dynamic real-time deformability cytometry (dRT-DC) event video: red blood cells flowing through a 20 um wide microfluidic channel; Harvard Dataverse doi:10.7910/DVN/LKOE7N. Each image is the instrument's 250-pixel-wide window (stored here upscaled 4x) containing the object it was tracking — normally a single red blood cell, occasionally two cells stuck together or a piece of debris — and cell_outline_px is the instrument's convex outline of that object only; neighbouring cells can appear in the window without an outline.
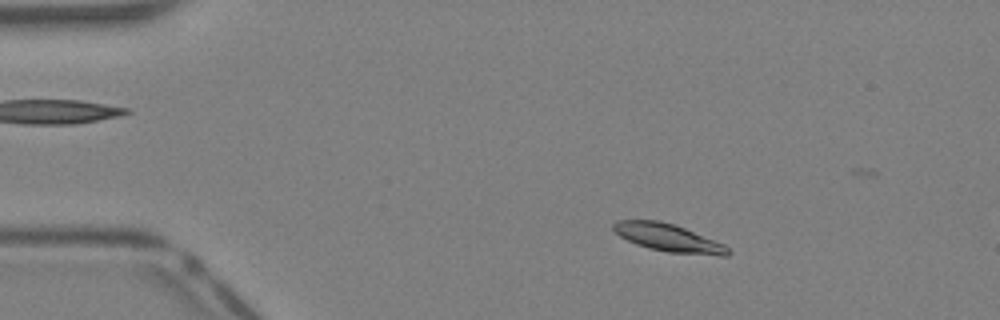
{"species": "Egyptian fruit bat (a non-hibernating species)", "species_latin": "Rousettus aegyptiacus", "temperature_condition": "warm", "stored_images_in_passage": 41, "camera_frame_rate_fps": 3000, "um_per_image_px": 0.085, "animal": {"sex": "female"}, "frame": {"image": 1, "passage_image": 6, "time_ms": 1.667, "image_size_px": [1000, 320], "cell_outline_px": [[732, 252], [728, 256], [720, 256], [668, 252], [648, 248], [636, 244], [620, 236], [612, 228], [612, 224], [616, 220], [660, 220], [684, 228], [724, 244]], "centroid_in_image_um": [56.81, 20.22], "position_along_channel_um": 28.2, "area_um2": 18.44}}
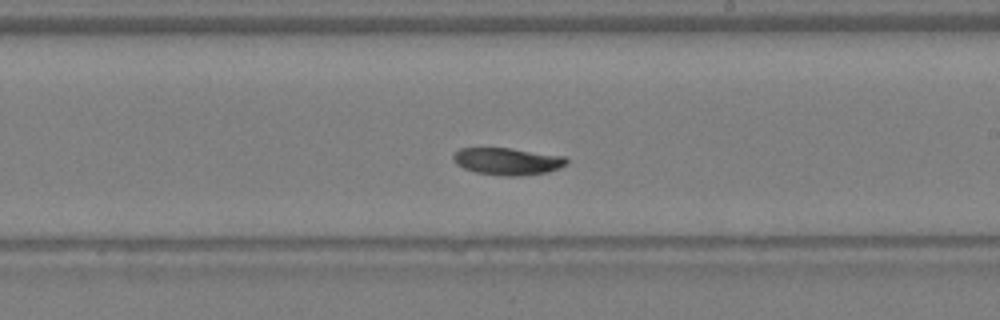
{"frame": {"image": 2, "passage_image": 23, "time_ms": 7.333, "image_size_px": [1000, 320], "cell_outline_px": [[568, 164], [560, 168], [548, 172], [520, 176], [504, 176], [476, 172], [464, 168], [456, 164], [452, 160], [452, 156], [460, 148], [508, 148], [564, 156], [568, 160]], "centroid_in_image_um": [43.14, 13.72], "position_along_channel_um": 245.9, "area_um2": 17.92}}
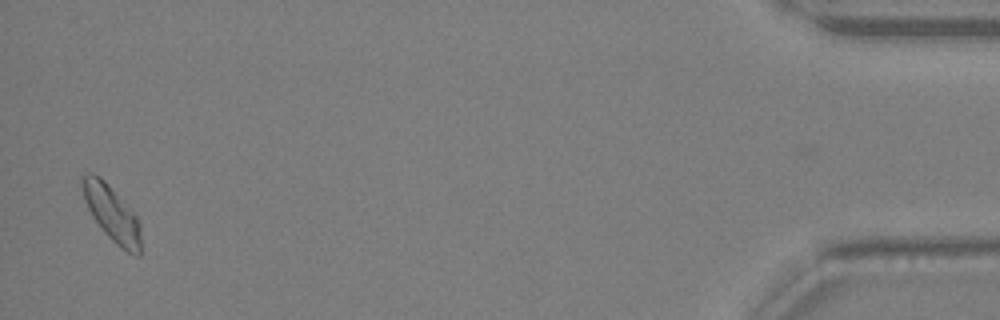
{"frame": {"image": 3, "passage_image": 39, "time_ms": 12.667, "image_size_px": [1000, 320], "cell_outline_px": [[140, 256], [136, 256], [120, 248], [108, 236], [92, 216], [84, 200], [80, 184], [80, 176], [88, 172], [92, 172], [100, 176], [132, 208], [140, 224]], "centroid_in_image_um": [9.49, 18.09], "position_along_channel_um": 425.7, "area_um2": 19.25}}